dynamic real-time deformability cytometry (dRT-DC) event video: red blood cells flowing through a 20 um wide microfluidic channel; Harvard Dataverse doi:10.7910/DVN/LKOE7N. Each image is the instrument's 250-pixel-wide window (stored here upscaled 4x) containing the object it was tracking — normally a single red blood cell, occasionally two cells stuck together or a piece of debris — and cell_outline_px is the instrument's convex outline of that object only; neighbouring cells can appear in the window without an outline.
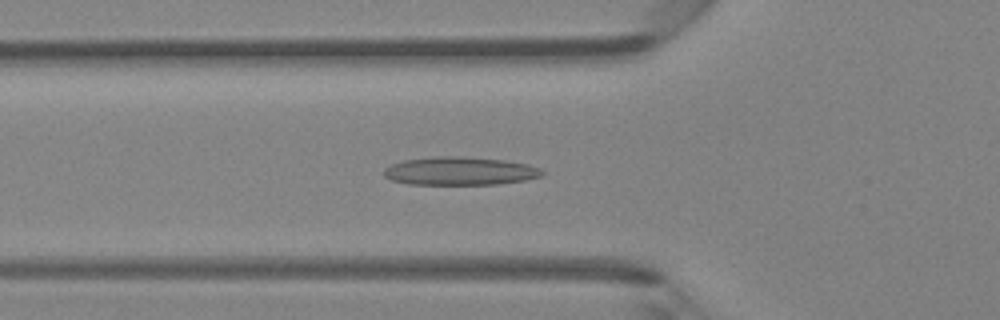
{"species": "Egyptian fruit bat (a non-hibernating species)", "species_latin": "Rousettus aegyptiacus", "temperature_condition": "room temperature", "stored_images_in_passage": 46, "camera_frame_rate_fps": 3000, "um_per_image_px": 0.085, "animal": {"sex": "female"}, "frame": {"image": 1, "passage_image": 16, "time_ms": 5.0, "image_size_px": [1000, 320], "cell_outline_px": [[544, 176], [524, 180], [496, 184], [408, 184], [392, 180], [384, 176], [384, 168], [392, 164], [404, 160], [440, 156], [460, 156], [504, 160], [528, 164], [540, 168], [544, 172]], "centroid_in_image_um": [39.11, 14.54], "position_along_channel_um": 86.7, "area_um2": 25.95}}
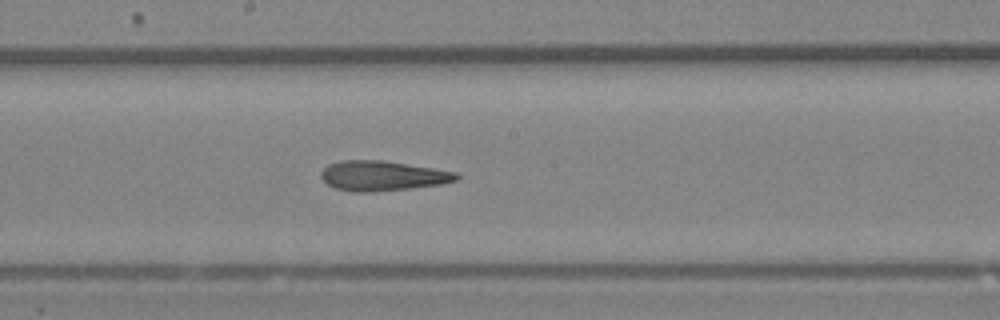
{"frame": {"image": 2, "passage_image": 25, "time_ms": 8.0, "image_size_px": [1000, 320], "cell_outline_px": [[460, 176], [456, 180], [444, 184], [412, 188], [372, 192], [352, 192], [336, 188], [328, 184], [320, 176], [320, 172], [328, 164], [340, 160], [380, 160], [432, 168], [456, 172]], "centroid_in_image_um": [32.5, 14.95], "position_along_channel_um": 215.7, "area_um2": 23.58}}
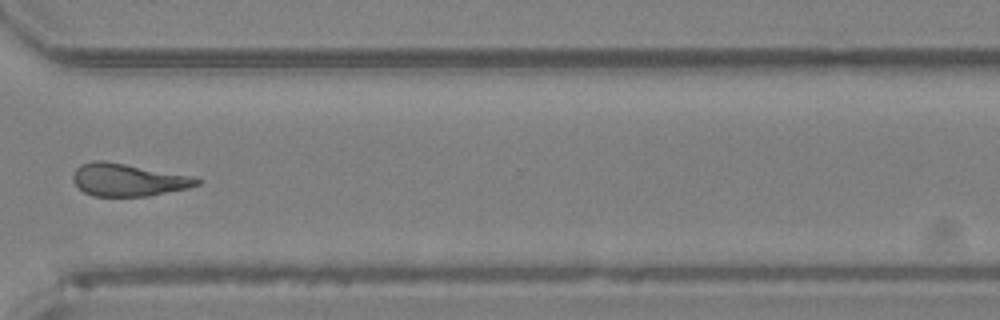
{"frame": {"image": 3, "passage_image": 35, "time_ms": 11.333, "image_size_px": [1000, 320], "cell_outline_px": [[200, 184], [188, 188], [148, 196], [92, 196], [84, 192], [72, 180], [72, 176], [76, 168], [80, 164], [92, 160], [104, 160], [188, 176], [200, 180]], "centroid_in_image_um": [10.81, 15.29], "position_along_channel_um": 359.8, "area_um2": 23.18}, "authors_computed_cell_mechanics": {"area_um2": 23.7558, "velocity_mm_per_s": 4.3205, "shape_relaxation_time_tau1_ms": null, "shape_relaxation_time_tau2_ms": 6.6789, "deformation_change_tau1": null, "deformation_change_tau2": 0.1711}}